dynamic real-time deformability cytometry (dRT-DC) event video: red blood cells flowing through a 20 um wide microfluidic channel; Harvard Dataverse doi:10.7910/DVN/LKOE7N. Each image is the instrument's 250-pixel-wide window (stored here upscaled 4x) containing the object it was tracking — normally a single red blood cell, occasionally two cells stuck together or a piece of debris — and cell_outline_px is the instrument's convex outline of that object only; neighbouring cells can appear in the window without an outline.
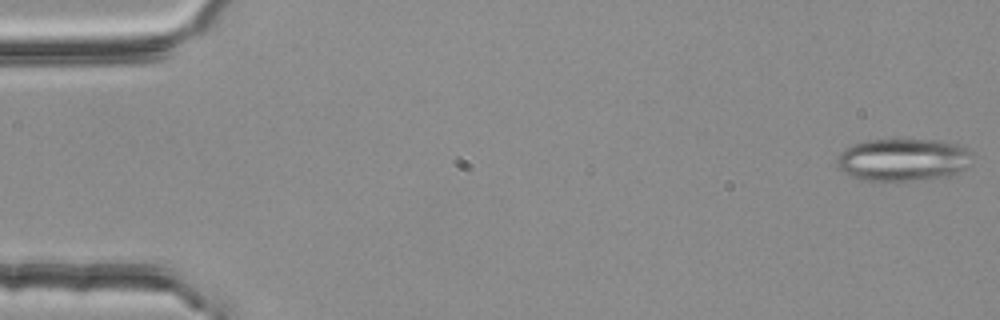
{"species": "common noctule bat (a hibernating species)", "species_latin": "Nyctalus noctula", "temperature_condition": "room temperature", "stored_images_in_passage": 4, "camera_frame_rate_fps": 3000, "um_per_image_px": 0.085, "animal": {"sex": "female", "body_mass_g": 25.1}, "frame": {"image": 1, "passage_image": 1, "time_ms": 0.0, "image_size_px": [1000, 320], "cell_outline_px": [[976, 160], [972, 164], [956, 172], [940, 176], [912, 180], [864, 180], [848, 176], [836, 164], [836, 156], [844, 148], [852, 144], [868, 140], [936, 140], [956, 144], [972, 152]], "centroid_in_image_um": [76.73, 13.56], "position_along_channel_um": 8.3, "area_um2": 33.41}}